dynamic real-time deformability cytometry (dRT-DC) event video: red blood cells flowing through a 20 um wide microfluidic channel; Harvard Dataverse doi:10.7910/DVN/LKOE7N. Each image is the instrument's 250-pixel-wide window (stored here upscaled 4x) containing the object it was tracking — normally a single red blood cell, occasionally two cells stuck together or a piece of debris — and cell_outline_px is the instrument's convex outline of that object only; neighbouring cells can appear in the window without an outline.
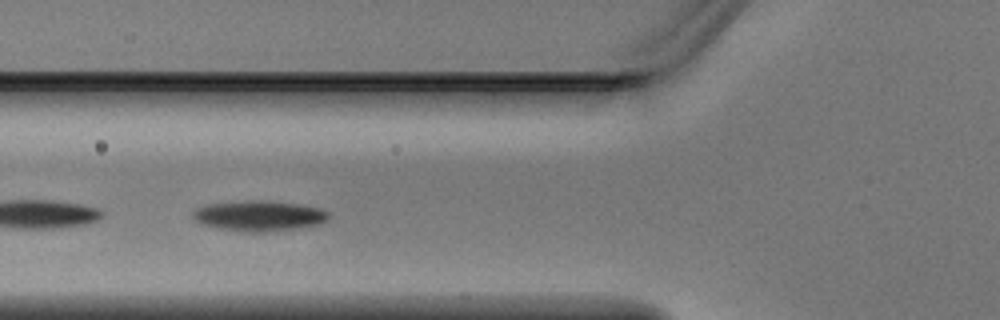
{"species": "Egyptian fruit bat (a non-hibernating species)", "species_latin": "Rousettus aegyptiacus", "temperature_condition": "warm", "stored_images_in_passage": 4, "camera_frame_rate_fps": 3000, "um_per_image_px": 0.085, "animal": {"sex": "male"}, "frame": {"image": 1, "passage_image": 3, "time_ms": 0.667, "image_size_px": [1000, 320], "cell_outline_px": [[332, 216], [328, 220], [320, 224], [296, 228], [264, 232], [252, 232], [216, 228], [204, 224], [196, 220], [192, 216], [192, 212], [196, 208], [204, 204], [248, 200], [268, 200], [300, 204], [320, 208], [332, 212]], "centroid_in_image_um": [22.07, 18.33], "position_along_channel_um": 103.7, "area_um2": 24.39}}
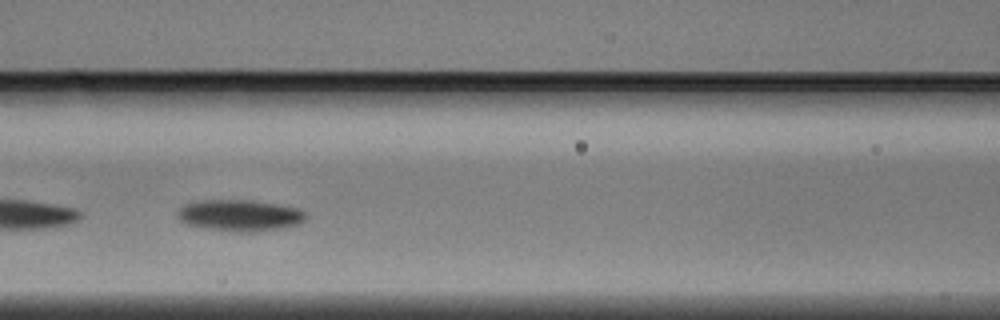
{"frame": {"image": 2, "passage_image": 4, "time_ms": 1.0, "image_size_px": [1000, 320], "cell_outline_px": [[308, 216], [304, 220], [296, 224], [284, 228], [252, 232], [232, 232], [208, 228], [188, 224], [180, 220], [176, 216], [176, 212], [184, 204], [200, 200], [252, 200], [276, 204], [296, 208], [304, 212]], "centroid_in_image_um": [20.36, 18.31], "position_along_channel_um": 146.2, "area_um2": 23.47}}